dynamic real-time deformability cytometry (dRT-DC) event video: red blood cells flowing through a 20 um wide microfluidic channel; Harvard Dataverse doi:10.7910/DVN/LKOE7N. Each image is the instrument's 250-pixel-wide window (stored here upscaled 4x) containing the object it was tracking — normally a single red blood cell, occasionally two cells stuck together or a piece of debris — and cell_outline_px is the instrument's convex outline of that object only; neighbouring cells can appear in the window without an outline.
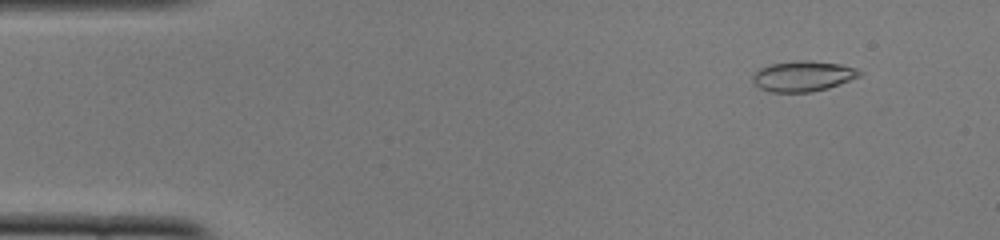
{"species": "common noctule bat (a hibernating species)", "species_latin": "Nyctalus noctula", "temperature_condition": "cold", "stored_images_in_passage": 51, "camera_frame_rate_fps": 3000, "um_per_image_px": 0.085, "animal": {"sex": "female", "body_mass_g": 22.0, "forearm_length_mm": 56.7}, "frame": {"image": 1, "passage_image": 5, "time_ms": 1.333, "image_size_px": [1000, 240], "cell_outline_px": [[864, 72], [860, 76], [840, 84], [828, 88], [812, 92], [772, 92], [760, 88], [752, 80], [752, 76], [760, 68], [772, 64], [800, 60], [808, 60], [840, 64], [856, 68]], "centroid_in_image_um": [68.29, 6.47], "position_along_channel_um": 16.7, "area_um2": 18.9}}
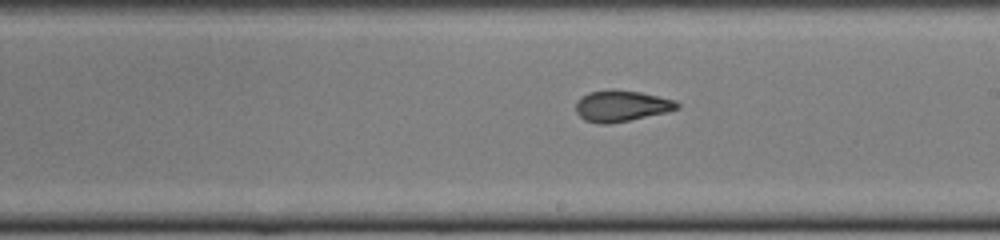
{"frame": {"image": 2, "passage_image": 29, "time_ms": 9.333, "image_size_px": [1000, 240], "cell_outline_px": [[680, 108], [668, 112], [608, 124], [596, 124], [584, 120], [576, 112], [576, 100], [588, 92], [612, 88], [640, 92], [676, 100], [680, 104]], "centroid_in_image_um": [52.81, 8.99], "position_along_channel_um": 236.2, "area_um2": 18.67}}
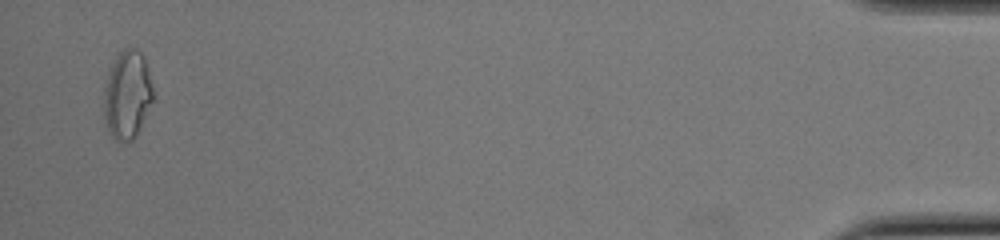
{"frame": {"image": 3, "passage_image": 50, "time_ms": 16.333, "image_size_px": [1000, 240], "cell_outline_px": [[152, 100], [136, 136], [132, 140], [120, 144], [112, 136], [108, 128], [104, 116], [104, 84], [112, 64], [116, 56], [124, 48], [136, 48], [144, 56], [152, 84]], "centroid_in_image_um": [10.8, 8.06], "position_along_channel_um": 424.4, "area_um2": 25.14}, "authors_computed_cell_mechanics": {"area_um2": 18.785, "velocity_mm_per_s": 3.893, "shape_relaxation_time_tau1_ms": null, "shape_relaxation_time_tau2_ms": 1.1925, "deformation_change_tau1": null, "deformation_change_tau2": 0.0736}}